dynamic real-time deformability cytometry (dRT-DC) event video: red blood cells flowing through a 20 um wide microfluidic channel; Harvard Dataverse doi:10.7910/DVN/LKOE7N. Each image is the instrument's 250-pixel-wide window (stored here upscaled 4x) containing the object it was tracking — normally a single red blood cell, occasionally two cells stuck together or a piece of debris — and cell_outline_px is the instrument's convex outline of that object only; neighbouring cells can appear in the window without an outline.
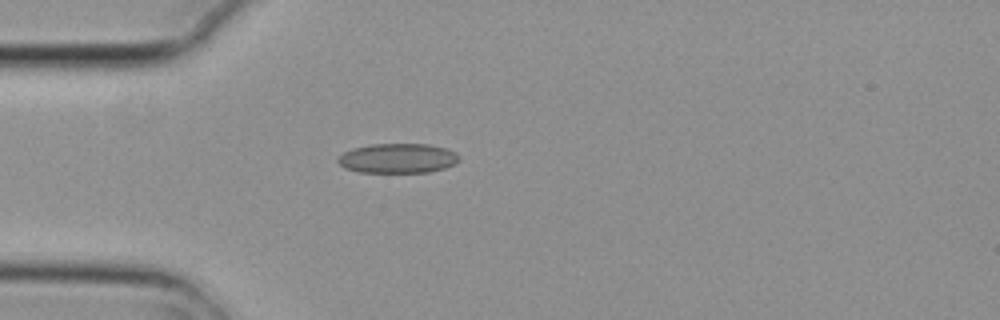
{"species": "common noctule bat (a hibernating species)", "species_latin": "Nyctalus noctula", "temperature_condition": "cold", "stored_images_in_passage": 1, "camera_frame_rate_fps": 3000, "um_per_image_px": 0.085, "animal": {"sex": "female", "body_mass_g": 29.2, "forearm_length_mm": 56.3}, "frame": {"image": 1, "passage_image": 1, "time_ms": 0.0, "image_size_px": [1000, 320], "cell_outline_px": [[460, 160], [456, 164], [444, 168], [428, 172], [360, 172], [344, 168], [336, 160], [336, 156], [352, 148], [372, 144], [428, 144], [444, 148], [456, 152]], "centroid_in_image_um": [33.79, 13.45], "position_along_channel_um": 51.2, "area_um2": 21.04}}